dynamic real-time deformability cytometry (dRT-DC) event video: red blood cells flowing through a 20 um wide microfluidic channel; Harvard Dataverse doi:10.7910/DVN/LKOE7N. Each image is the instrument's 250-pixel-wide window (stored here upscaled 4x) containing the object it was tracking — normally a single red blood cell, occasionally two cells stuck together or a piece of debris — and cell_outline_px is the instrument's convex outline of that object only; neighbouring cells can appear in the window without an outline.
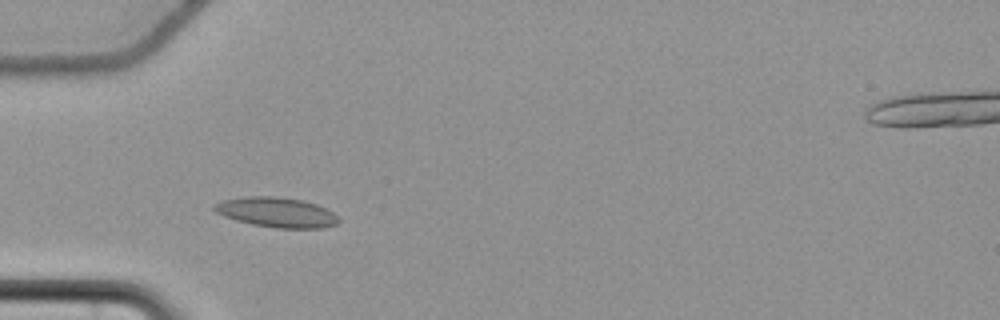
{"species": "common noctule bat (a hibernating species)", "species_latin": "Nyctalus noctula", "temperature_condition": "cold", "stored_images_in_passage": 51, "camera_frame_rate_fps": 3000, "um_per_image_px": 0.085, "animal": {"sex": "female", "body_mass_g": 22.7, "forearm_length_mm": 54.2}, "frame": {"image": 1, "passage_image": 12, "time_ms": 3.667, "image_size_px": [1000, 320], "cell_outline_px": [[340, 220], [336, 224], [320, 228], [276, 228], [252, 224], [236, 220], [224, 216], [216, 212], [212, 208], [212, 204], [220, 200], [244, 196], [276, 196], [300, 200], [316, 204], [332, 212]], "centroid_in_image_um": [23.44, 18.04], "position_along_channel_um": 61.6, "area_um2": 21.68}}
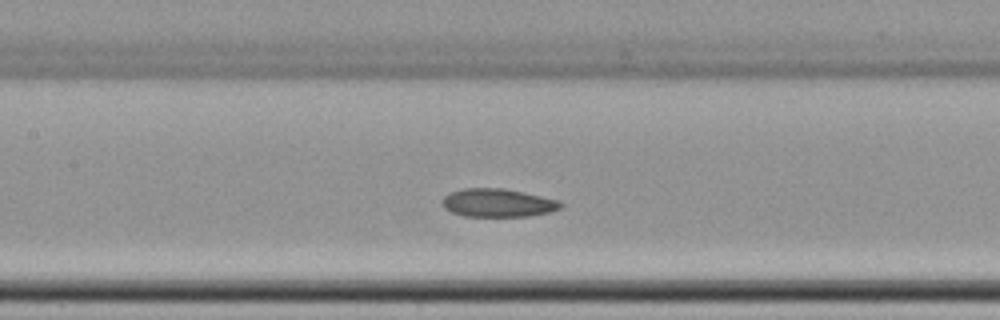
{"frame": {"image": 2, "passage_image": 21, "time_ms": 6.667, "image_size_px": [1000, 320], "cell_outline_px": [[564, 204], [560, 208], [552, 212], [532, 216], [464, 216], [452, 212], [444, 208], [444, 196], [448, 192], [464, 188], [504, 188], [524, 192], [560, 200]], "centroid_in_image_um": [42.36, 17.24], "position_along_channel_um": 165.0, "area_um2": 19.65}}
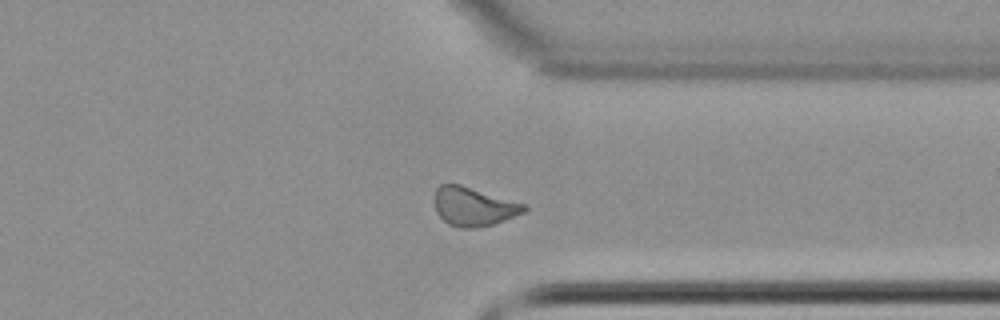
{"frame": {"image": 3, "passage_image": 38, "time_ms": 12.333, "image_size_px": [1000, 320], "cell_outline_px": [[528, 208], [524, 212], [504, 220], [492, 224], [476, 228], [460, 228], [448, 224], [436, 212], [432, 196], [436, 188], [440, 184], [460, 184], [524, 204]], "centroid_in_image_um": [40.19, 17.55], "position_along_channel_um": 371.2, "area_um2": 20.23}, "authors_computed_cell_mechanics": {"area_um2": 20.3456, "velocity_mm_per_s": 3.6371, "shape_relaxation_time_tau1_ms": null, "shape_relaxation_time_tau2_ms": 3.8258, "deformation_change_tau1": null, "deformation_change_tau2": 0.0966}}